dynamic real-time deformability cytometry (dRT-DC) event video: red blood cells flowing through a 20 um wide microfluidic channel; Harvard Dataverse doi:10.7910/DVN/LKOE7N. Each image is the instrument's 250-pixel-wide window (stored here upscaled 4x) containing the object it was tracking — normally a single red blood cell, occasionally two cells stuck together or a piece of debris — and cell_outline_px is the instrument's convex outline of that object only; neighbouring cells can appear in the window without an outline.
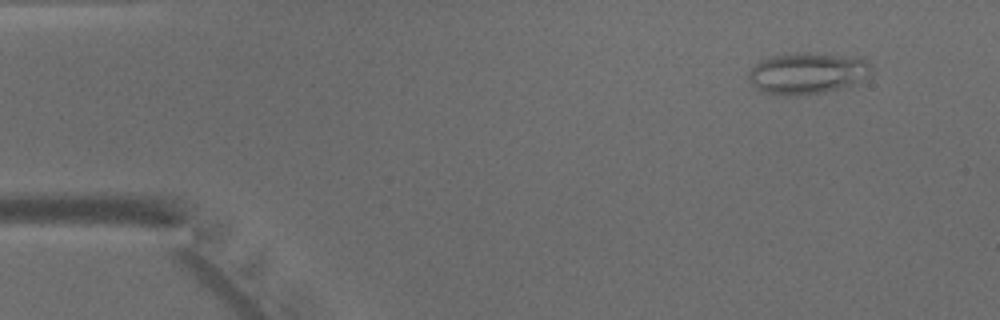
{"species": "common noctule bat (a hibernating species)", "species_latin": "Nyctalus noctula", "temperature_condition": "warm", "stored_images_in_passage": 46, "camera_frame_rate_fps": 3000, "um_per_image_px": 0.085, "animal": {"sex": "male", "body_mass_g": 15.6}, "frame": {"image": 1, "passage_image": 4, "time_ms": 1.0, "image_size_px": [1000, 320], "cell_outline_px": [[872, 76], [856, 84], [824, 92], [796, 96], [784, 96], [764, 92], [756, 88], [748, 80], [748, 72], [760, 60], [772, 56], [796, 52], [808, 52], [864, 56], [868, 60], [872, 68]], "centroid_in_image_um": [68.71, 6.21], "position_along_channel_um": 16.3, "area_um2": 30.58}}
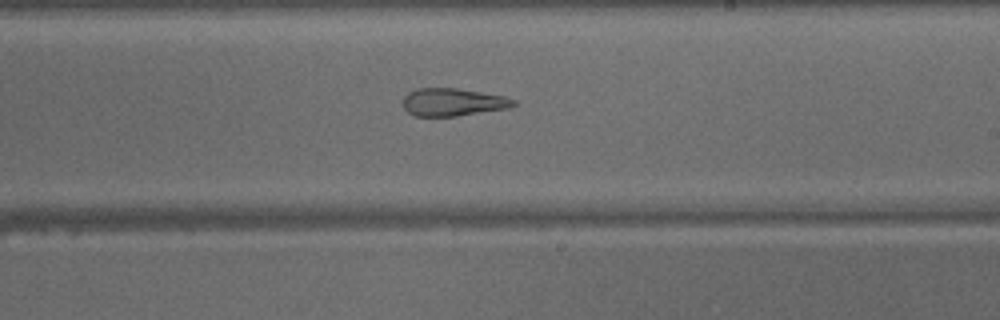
{"frame": {"image": 2, "passage_image": 27, "time_ms": 8.667, "image_size_px": [1000, 320], "cell_outline_px": [[516, 104], [508, 108], [456, 116], [416, 116], [408, 112], [404, 108], [404, 96], [408, 92], [416, 88], [456, 88], [504, 96], [516, 100]], "centroid_in_image_um": [38.48, 8.68], "position_along_channel_um": 250.5, "area_um2": 17.74}}
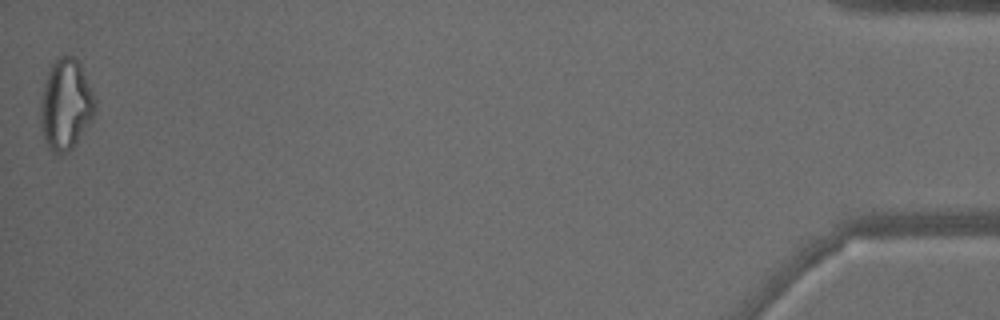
{"frame": {"image": 3, "passage_image": 46, "time_ms": 15.0, "image_size_px": [1000, 320], "cell_outline_px": [[96, 112], [92, 120], [72, 148], [68, 152], [60, 156], [52, 156], [44, 140], [40, 128], [40, 96], [48, 68], [60, 56], [68, 52], [76, 56], [80, 60], [96, 100]], "centroid_in_image_um": [5.58, 8.88], "position_along_channel_um": 429.6, "area_um2": 30.11}}